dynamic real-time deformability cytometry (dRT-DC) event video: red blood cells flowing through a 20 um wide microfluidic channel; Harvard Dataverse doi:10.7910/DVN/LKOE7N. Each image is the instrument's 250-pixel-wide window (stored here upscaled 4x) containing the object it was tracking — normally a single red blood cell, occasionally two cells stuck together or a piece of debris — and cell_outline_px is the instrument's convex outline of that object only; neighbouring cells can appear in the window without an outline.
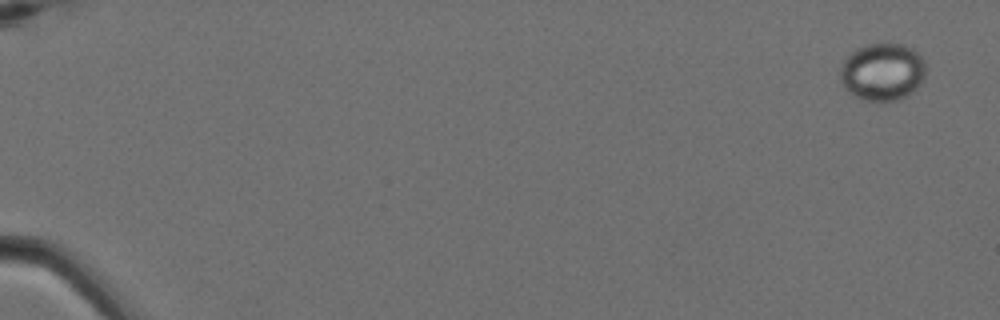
{"species": "Egyptian fruit bat (a non-hibernating species)", "species_latin": "Rousettus aegyptiacus", "temperature_condition": "cold", "stored_images_in_passage": 7, "camera_frame_rate_fps": 3000, "um_per_image_px": 0.085, "animal": {"sex": "female"}, "frame": {"image": 1, "passage_image": 1, "time_ms": 0.0, "image_size_px": [1000, 320], "cell_outline_px": [[924, 80], [908, 96], [900, 100], [864, 100], [852, 96], [844, 88], [840, 80], [840, 68], [844, 60], [852, 52], [868, 44], [900, 44], [912, 48], [924, 60]], "centroid_in_image_um": [75.0, 6.13], "position_along_channel_um": 10.0, "area_um2": 28.61}}